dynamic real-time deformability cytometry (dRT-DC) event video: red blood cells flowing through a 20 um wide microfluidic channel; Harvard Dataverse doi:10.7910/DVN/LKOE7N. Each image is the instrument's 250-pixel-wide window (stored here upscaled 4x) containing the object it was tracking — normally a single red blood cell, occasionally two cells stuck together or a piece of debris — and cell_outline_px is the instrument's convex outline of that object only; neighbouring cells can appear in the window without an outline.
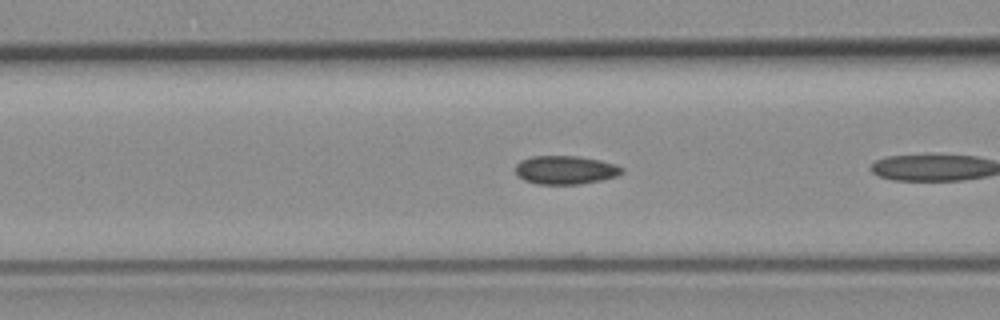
{"species": "common noctule bat (a hibernating species)", "species_latin": "Nyctalus noctula", "temperature_condition": "room temperature", "stored_images_in_passage": 6, "camera_frame_rate_fps": 3000, "um_per_image_px": 0.085, "animal": {"sex": "female", "body_mass_g": 19.3, "forearm_length_mm": 54.1}, "frame": {"image": 1, "passage_image": 5, "time_ms": 1.333, "image_size_px": [1000, 320], "cell_outline_px": [[624, 172], [616, 176], [600, 180], [580, 184], [536, 184], [524, 180], [516, 176], [516, 164], [520, 160], [532, 156], [576, 156], [600, 160], [616, 164], [624, 168]], "centroid_in_image_um": [48.05, 14.44], "position_along_channel_um": 118.6, "area_um2": 17.8}}